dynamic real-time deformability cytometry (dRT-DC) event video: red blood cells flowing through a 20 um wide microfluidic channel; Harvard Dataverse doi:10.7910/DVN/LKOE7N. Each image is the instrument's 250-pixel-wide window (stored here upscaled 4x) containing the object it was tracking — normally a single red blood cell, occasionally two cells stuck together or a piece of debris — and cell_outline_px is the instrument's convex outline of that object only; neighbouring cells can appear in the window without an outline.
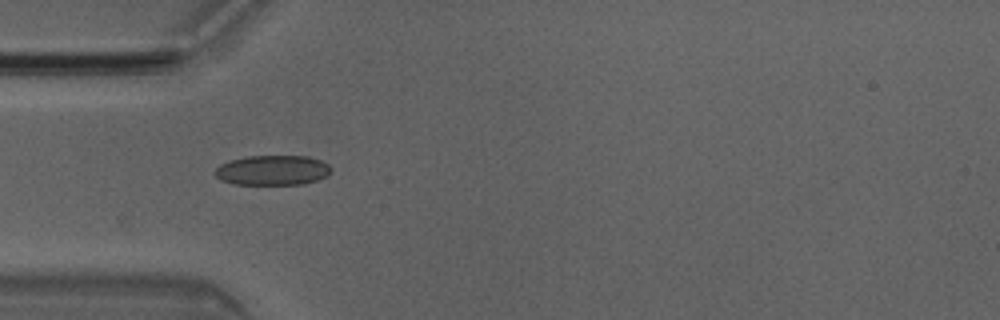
{"species": "Egyptian fruit bat (a non-hibernating species)", "species_latin": "Rousettus aegyptiacus", "temperature_condition": "room temperature", "stored_images_in_passage": 36, "camera_frame_rate_fps": 3000, "um_per_image_px": 0.085, "animal": {"sex": "male"}, "frame": {"image": 1, "passage_image": 1, "time_ms": 0.0, "image_size_px": [1000, 320], "cell_outline_px": [[332, 168], [328, 176], [304, 184], [232, 184], [220, 180], [212, 172], [220, 164], [228, 160], [248, 156], [308, 156], [320, 160], [328, 164]], "centroid_in_image_um": [23.14, 14.47], "position_along_channel_um": 61.9, "area_um2": 20.46}}
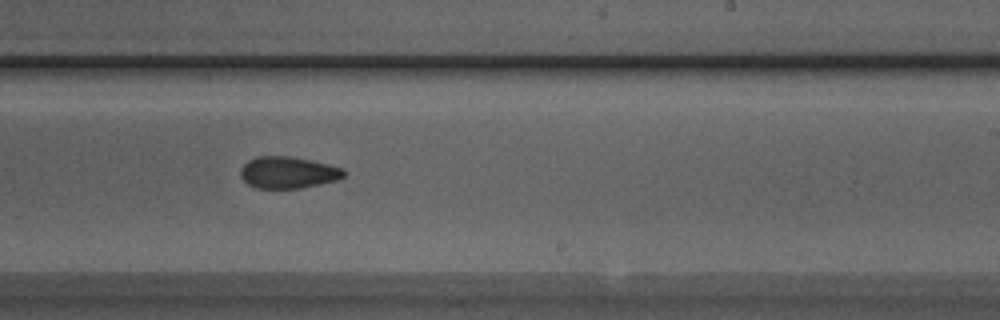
{"frame": {"image": 2, "passage_image": 16, "time_ms": 5.0, "image_size_px": [1000, 320], "cell_outline_px": [[348, 172], [340, 180], [300, 188], [256, 188], [248, 184], [240, 176], [240, 168], [248, 160], [256, 156], [292, 156], [328, 164], [344, 168]], "centroid_in_image_um": [24.51, 14.65], "position_along_channel_um": 264.5, "area_um2": 19.36}}
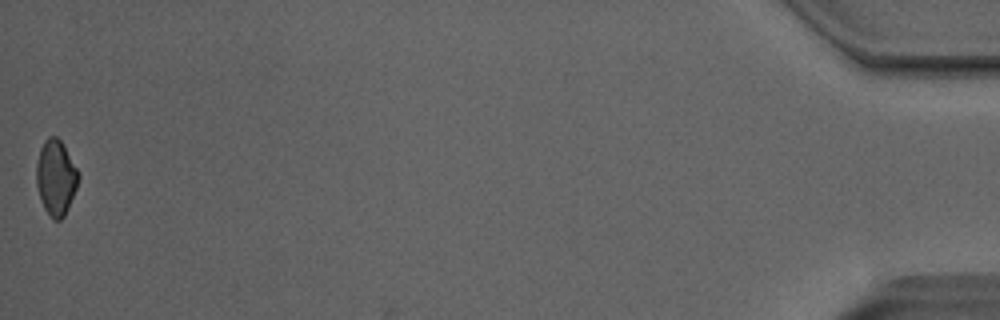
{"frame": {"image": 3, "passage_image": 36, "time_ms": 11.667, "image_size_px": [1000, 320], "cell_outline_px": [[80, 176], [76, 188], [68, 208], [64, 216], [60, 220], [52, 220], [44, 208], [40, 200], [36, 184], [36, 164], [40, 148], [44, 140], [48, 136], [56, 136], [64, 144], [80, 172]], "centroid_in_image_um": [4.75, 15.07], "position_along_channel_um": 430.4, "area_um2": 18.79}, "authors_computed_cell_mechanics": {"area_um2": 19.4208, "velocity_mm_per_s": 4.0775, "shape_relaxation_time_tau1_ms": 7.8101, "shape_relaxation_time_tau2_ms": 2.2059, "deformation_change_tau1": 0.1182, "deformation_change_tau2": 0.0859}}